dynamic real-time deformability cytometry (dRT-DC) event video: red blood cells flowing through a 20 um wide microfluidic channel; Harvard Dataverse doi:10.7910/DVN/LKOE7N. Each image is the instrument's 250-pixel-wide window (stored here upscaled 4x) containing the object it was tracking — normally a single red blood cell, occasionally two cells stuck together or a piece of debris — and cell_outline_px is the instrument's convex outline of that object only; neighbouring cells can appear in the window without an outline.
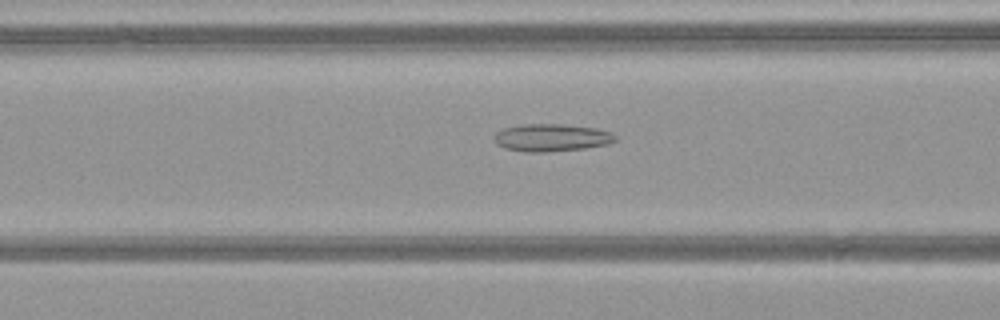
{"species": "common noctule bat (a hibernating species)", "species_latin": "Nyctalus noctula", "temperature_condition": "warm", "stored_images_in_passage": 50, "camera_frame_rate_fps": 3000, "um_per_image_px": 0.085, "animal": {"sex": "female", "body_mass_g": 21.9}, "frame": {"image": 1, "passage_image": 21, "time_ms": 6.667, "image_size_px": [1000, 320], "cell_outline_px": [[616, 140], [608, 144], [584, 148], [544, 152], [524, 152], [504, 148], [496, 144], [492, 136], [500, 128], [520, 124], [564, 124], [596, 128], [612, 132], [616, 136]], "centroid_in_image_um": [46.82, 11.69], "position_along_channel_um": 119.8, "area_um2": 19.71}}
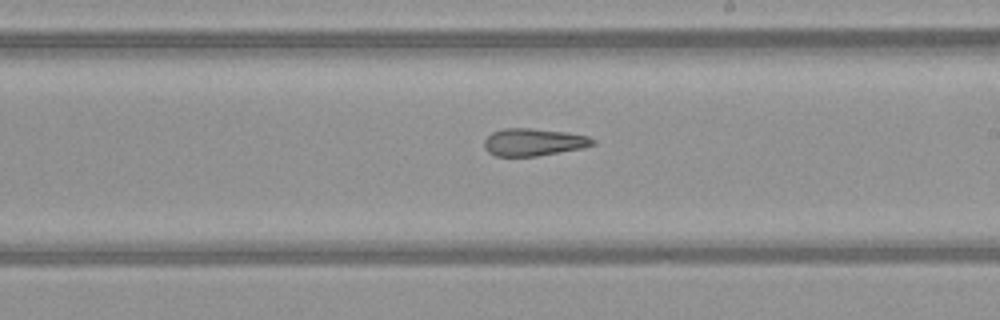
{"frame": {"image": 2, "passage_image": 30, "time_ms": 9.667, "image_size_px": [1000, 320], "cell_outline_px": [[596, 144], [584, 148], [536, 156], [496, 156], [488, 152], [484, 148], [484, 140], [492, 132], [504, 128], [532, 128], [568, 132], [588, 136], [596, 140]], "centroid_in_image_um": [45.38, 12.08], "position_along_channel_um": 243.6, "area_um2": 17.51}}
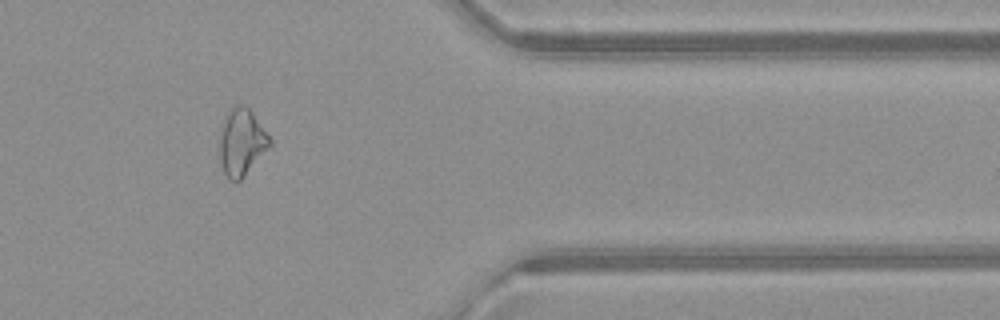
{"frame": {"image": 3, "passage_image": 42, "time_ms": 13.667, "image_size_px": [1000, 320], "cell_outline_px": [[272, 144], [244, 176], [236, 184], [228, 180], [224, 172], [220, 160], [220, 136], [224, 120], [228, 112], [236, 104], [240, 104], [248, 108], [252, 112], [272, 140]], "centroid_in_image_um": [20.54, 12.12], "position_along_channel_um": 390.9, "area_um2": 19.36}, "authors_computed_cell_mechanics": {"area_um2": 20.9525, "velocity_mm_per_s": 4.1253, "shape_relaxation_time_tau1_ms": null, "shape_relaxation_time_tau2_ms": 3.6537, "deformation_change_tau1": null, "deformation_change_tau2": 0.1377}}